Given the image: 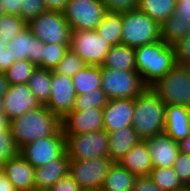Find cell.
Returning <instances> with one entry per match:
<instances>
[{"label":"cell","mask_w":190,"mask_h":191,"mask_svg":"<svg viewBox=\"0 0 190 191\" xmlns=\"http://www.w3.org/2000/svg\"><path fill=\"white\" fill-rule=\"evenodd\" d=\"M35 97L45 105L51 96V70L37 67L28 81Z\"/></svg>","instance_id":"30"},{"label":"cell","mask_w":190,"mask_h":191,"mask_svg":"<svg viewBox=\"0 0 190 191\" xmlns=\"http://www.w3.org/2000/svg\"><path fill=\"white\" fill-rule=\"evenodd\" d=\"M174 191H190V185H183L181 188Z\"/></svg>","instance_id":"51"},{"label":"cell","mask_w":190,"mask_h":191,"mask_svg":"<svg viewBox=\"0 0 190 191\" xmlns=\"http://www.w3.org/2000/svg\"><path fill=\"white\" fill-rule=\"evenodd\" d=\"M122 13L106 12L95 29L111 46L122 44Z\"/></svg>","instance_id":"27"},{"label":"cell","mask_w":190,"mask_h":191,"mask_svg":"<svg viewBox=\"0 0 190 191\" xmlns=\"http://www.w3.org/2000/svg\"><path fill=\"white\" fill-rule=\"evenodd\" d=\"M113 163L110 157L70 159L68 174L84 191H99Z\"/></svg>","instance_id":"8"},{"label":"cell","mask_w":190,"mask_h":191,"mask_svg":"<svg viewBox=\"0 0 190 191\" xmlns=\"http://www.w3.org/2000/svg\"><path fill=\"white\" fill-rule=\"evenodd\" d=\"M180 152L190 154V135L179 142Z\"/></svg>","instance_id":"49"},{"label":"cell","mask_w":190,"mask_h":191,"mask_svg":"<svg viewBox=\"0 0 190 191\" xmlns=\"http://www.w3.org/2000/svg\"><path fill=\"white\" fill-rule=\"evenodd\" d=\"M149 176L164 191H174L183 186L173 167L153 168Z\"/></svg>","instance_id":"32"},{"label":"cell","mask_w":190,"mask_h":191,"mask_svg":"<svg viewBox=\"0 0 190 191\" xmlns=\"http://www.w3.org/2000/svg\"><path fill=\"white\" fill-rule=\"evenodd\" d=\"M190 32V0H176L174 13L161 24V40L173 46Z\"/></svg>","instance_id":"17"},{"label":"cell","mask_w":190,"mask_h":191,"mask_svg":"<svg viewBox=\"0 0 190 191\" xmlns=\"http://www.w3.org/2000/svg\"><path fill=\"white\" fill-rule=\"evenodd\" d=\"M2 171L18 191L35 189V168L20 153L4 162Z\"/></svg>","instance_id":"20"},{"label":"cell","mask_w":190,"mask_h":191,"mask_svg":"<svg viewBox=\"0 0 190 191\" xmlns=\"http://www.w3.org/2000/svg\"><path fill=\"white\" fill-rule=\"evenodd\" d=\"M72 31L95 30L107 12L101 0H69L62 11Z\"/></svg>","instance_id":"10"},{"label":"cell","mask_w":190,"mask_h":191,"mask_svg":"<svg viewBox=\"0 0 190 191\" xmlns=\"http://www.w3.org/2000/svg\"><path fill=\"white\" fill-rule=\"evenodd\" d=\"M9 88V82L7 81L6 75L0 72V97H3Z\"/></svg>","instance_id":"48"},{"label":"cell","mask_w":190,"mask_h":191,"mask_svg":"<svg viewBox=\"0 0 190 191\" xmlns=\"http://www.w3.org/2000/svg\"><path fill=\"white\" fill-rule=\"evenodd\" d=\"M102 66L122 71H136L134 48L124 44L112 46Z\"/></svg>","instance_id":"26"},{"label":"cell","mask_w":190,"mask_h":191,"mask_svg":"<svg viewBox=\"0 0 190 191\" xmlns=\"http://www.w3.org/2000/svg\"><path fill=\"white\" fill-rule=\"evenodd\" d=\"M176 63L184 65L190 62V32L173 45Z\"/></svg>","instance_id":"41"},{"label":"cell","mask_w":190,"mask_h":191,"mask_svg":"<svg viewBox=\"0 0 190 191\" xmlns=\"http://www.w3.org/2000/svg\"><path fill=\"white\" fill-rule=\"evenodd\" d=\"M164 133L178 143L187 138L190 135V108L166 105Z\"/></svg>","instance_id":"22"},{"label":"cell","mask_w":190,"mask_h":191,"mask_svg":"<svg viewBox=\"0 0 190 191\" xmlns=\"http://www.w3.org/2000/svg\"><path fill=\"white\" fill-rule=\"evenodd\" d=\"M151 88L165 105L190 108V76L183 65L176 64Z\"/></svg>","instance_id":"5"},{"label":"cell","mask_w":190,"mask_h":191,"mask_svg":"<svg viewBox=\"0 0 190 191\" xmlns=\"http://www.w3.org/2000/svg\"><path fill=\"white\" fill-rule=\"evenodd\" d=\"M109 99L102 88L91 90L86 94L77 95L73 111H84L90 108H104Z\"/></svg>","instance_id":"33"},{"label":"cell","mask_w":190,"mask_h":191,"mask_svg":"<svg viewBox=\"0 0 190 191\" xmlns=\"http://www.w3.org/2000/svg\"><path fill=\"white\" fill-rule=\"evenodd\" d=\"M176 0H139L138 9L160 25L175 11Z\"/></svg>","instance_id":"29"},{"label":"cell","mask_w":190,"mask_h":191,"mask_svg":"<svg viewBox=\"0 0 190 191\" xmlns=\"http://www.w3.org/2000/svg\"><path fill=\"white\" fill-rule=\"evenodd\" d=\"M9 127V120L4 112H0V133Z\"/></svg>","instance_id":"50"},{"label":"cell","mask_w":190,"mask_h":191,"mask_svg":"<svg viewBox=\"0 0 190 191\" xmlns=\"http://www.w3.org/2000/svg\"><path fill=\"white\" fill-rule=\"evenodd\" d=\"M12 51L7 48L2 42H0V72H5L10 68L15 61H13Z\"/></svg>","instance_id":"44"},{"label":"cell","mask_w":190,"mask_h":191,"mask_svg":"<svg viewBox=\"0 0 190 191\" xmlns=\"http://www.w3.org/2000/svg\"><path fill=\"white\" fill-rule=\"evenodd\" d=\"M69 0H43L47 10L63 11Z\"/></svg>","instance_id":"46"},{"label":"cell","mask_w":190,"mask_h":191,"mask_svg":"<svg viewBox=\"0 0 190 191\" xmlns=\"http://www.w3.org/2000/svg\"><path fill=\"white\" fill-rule=\"evenodd\" d=\"M111 45L100 37L96 30H76L71 32L70 49L86 65L102 66Z\"/></svg>","instance_id":"12"},{"label":"cell","mask_w":190,"mask_h":191,"mask_svg":"<svg viewBox=\"0 0 190 191\" xmlns=\"http://www.w3.org/2000/svg\"><path fill=\"white\" fill-rule=\"evenodd\" d=\"M173 168L183 185H190V154L180 152Z\"/></svg>","instance_id":"39"},{"label":"cell","mask_w":190,"mask_h":191,"mask_svg":"<svg viewBox=\"0 0 190 191\" xmlns=\"http://www.w3.org/2000/svg\"><path fill=\"white\" fill-rule=\"evenodd\" d=\"M61 124L64 134H83L103 130V108L72 110L61 119Z\"/></svg>","instance_id":"15"},{"label":"cell","mask_w":190,"mask_h":191,"mask_svg":"<svg viewBox=\"0 0 190 191\" xmlns=\"http://www.w3.org/2000/svg\"><path fill=\"white\" fill-rule=\"evenodd\" d=\"M26 27L27 23L21 17L3 14L0 17V42L7 46Z\"/></svg>","instance_id":"31"},{"label":"cell","mask_w":190,"mask_h":191,"mask_svg":"<svg viewBox=\"0 0 190 191\" xmlns=\"http://www.w3.org/2000/svg\"><path fill=\"white\" fill-rule=\"evenodd\" d=\"M25 0H2V7L5 14L20 17L21 7Z\"/></svg>","instance_id":"45"},{"label":"cell","mask_w":190,"mask_h":191,"mask_svg":"<svg viewBox=\"0 0 190 191\" xmlns=\"http://www.w3.org/2000/svg\"><path fill=\"white\" fill-rule=\"evenodd\" d=\"M70 158L65 151L59 158L50 161L42 167L35 168V189L49 191L61 178L68 175Z\"/></svg>","instance_id":"21"},{"label":"cell","mask_w":190,"mask_h":191,"mask_svg":"<svg viewBox=\"0 0 190 191\" xmlns=\"http://www.w3.org/2000/svg\"><path fill=\"white\" fill-rule=\"evenodd\" d=\"M49 191H84L77 182L68 174L61 178Z\"/></svg>","instance_id":"42"},{"label":"cell","mask_w":190,"mask_h":191,"mask_svg":"<svg viewBox=\"0 0 190 191\" xmlns=\"http://www.w3.org/2000/svg\"><path fill=\"white\" fill-rule=\"evenodd\" d=\"M134 51L136 72L147 87H152L177 64L174 47L162 40L141 45Z\"/></svg>","instance_id":"2"},{"label":"cell","mask_w":190,"mask_h":191,"mask_svg":"<svg viewBox=\"0 0 190 191\" xmlns=\"http://www.w3.org/2000/svg\"><path fill=\"white\" fill-rule=\"evenodd\" d=\"M66 151V137L62 127L53 135L29 142L19 153L34 167L39 168L59 158Z\"/></svg>","instance_id":"11"},{"label":"cell","mask_w":190,"mask_h":191,"mask_svg":"<svg viewBox=\"0 0 190 191\" xmlns=\"http://www.w3.org/2000/svg\"><path fill=\"white\" fill-rule=\"evenodd\" d=\"M72 80L76 95L101 88V66L86 65L72 77Z\"/></svg>","instance_id":"28"},{"label":"cell","mask_w":190,"mask_h":191,"mask_svg":"<svg viewBox=\"0 0 190 191\" xmlns=\"http://www.w3.org/2000/svg\"><path fill=\"white\" fill-rule=\"evenodd\" d=\"M4 111V107H3V97H0V112Z\"/></svg>","instance_id":"53"},{"label":"cell","mask_w":190,"mask_h":191,"mask_svg":"<svg viewBox=\"0 0 190 191\" xmlns=\"http://www.w3.org/2000/svg\"><path fill=\"white\" fill-rule=\"evenodd\" d=\"M18 154L19 148L17 147L11 135L10 128L8 127L0 133V159L3 162H6Z\"/></svg>","instance_id":"37"},{"label":"cell","mask_w":190,"mask_h":191,"mask_svg":"<svg viewBox=\"0 0 190 191\" xmlns=\"http://www.w3.org/2000/svg\"><path fill=\"white\" fill-rule=\"evenodd\" d=\"M76 96L72 77L51 71V96L45 106L62 119L73 110Z\"/></svg>","instance_id":"13"},{"label":"cell","mask_w":190,"mask_h":191,"mask_svg":"<svg viewBox=\"0 0 190 191\" xmlns=\"http://www.w3.org/2000/svg\"><path fill=\"white\" fill-rule=\"evenodd\" d=\"M101 88L108 99H135L147 86L136 71H122L101 66Z\"/></svg>","instance_id":"6"},{"label":"cell","mask_w":190,"mask_h":191,"mask_svg":"<svg viewBox=\"0 0 190 191\" xmlns=\"http://www.w3.org/2000/svg\"><path fill=\"white\" fill-rule=\"evenodd\" d=\"M69 49L70 44H44L43 68L53 71Z\"/></svg>","instance_id":"35"},{"label":"cell","mask_w":190,"mask_h":191,"mask_svg":"<svg viewBox=\"0 0 190 191\" xmlns=\"http://www.w3.org/2000/svg\"><path fill=\"white\" fill-rule=\"evenodd\" d=\"M47 9L43 0H25L20 10V17L28 24Z\"/></svg>","instance_id":"38"},{"label":"cell","mask_w":190,"mask_h":191,"mask_svg":"<svg viewBox=\"0 0 190 191\" xmlns=\"http://www.w3.org/2000/svg\"><path fill=\"white\" fill-rule=\"evenodd\" d=\"M132 191H164L156 185L149 175L137 176Z\"/></svg>","instance_id":"43"},{"label":"cell","mask_w":190,"mask_h":191,"mask_svg":"<svg viewBox=\"0 0 190 191\" xmlns=\"http://www.w3.org/2000/svg\"><path fill=\"white\" fill-rule=\"evenodd\" d=\"M183 66L185 67V69L188 72V75L190 76V62L185 63Z\"/></svg>","instance_id":"52"},{"label":"cell","mask_w":190,"mask_h":191,"mask_svg":"<svg viewBox=\"0 0 190 191\" xmlns=\"http://www.w3.org/2000/svg\"><path fill=\"white\" fill-rule=\"evenodd\" d=\"M5 14L4 13V10H3V7H2V0H0V17Z\"/></svg>","instance_id":"54"},{"label":"cell","mask_w":190,"mask_h":191,"mask_svg":"<svg viewBox=\"0 0 190 191\" xmlns=\"http://www.w3.org/2000/svg\"><path fill=\"white\" fill-rule=\"evenodd\" d=\"M122 44L137 48L161 40V25L138 8L122 13Z\"/></svg>","instance_id":"4"},{"label":"cell","mask_w":190,"mask_h":191,"mask_svg":"<svg viewBox=\"0 0 190 191\" xmlns=\"http://www.w3.org/2000/svg\"><path fill=\"white\" fill-rule=\"evenodd\" d=\"M134 99H110L103 108V125L107 133L132 126Z\"/></svg>","instance_id":"18"},{"label":"cell","mask_w":190,"mask_h":191,"mask_svg":"<svg viewBox=\"0 0 190 191\" xmlns=\"http://www.w3.org/2000/svg\"><path fill=\"white\" fill-rule=\"evenodd\" d=\"M165 107L151 87L134 99L132 127L141 140L164 133Z\"/></svg>","instance_id":"3"},{"label":"cell","mask_w":190,"mask_h":191,"mask_svg":"<svg viewBox=\"0 0 190 191\" xmlns=\"http://www.w3.org/2000/svg\"><path fill=\"white\" fill-rule=\"evenodd\" d=\"M108 12L123 13L138 8L139 0H101Z\"/></svg>","instance_id":"40"},{"label":"cell","mask_w":190,"mask_h":191,"mask_svg":"<svg viewBox=\"0 0 190 191\" xmlns=\"http://www.w3.org/2000/svg\"><path fill=\"white\" fill-rule=\"evenodd\" d=\"M4 162L0 159V172L3 170Z\"/></svg>","instance_id":"55"},{"label":"cell","mask_w":190,"mask_h":191,"mask_svg":"<svg viewBox=\"0 0 190 191\" xmlns=\"http://www.w3.org/2000/svg\"><path fill=\"white\" fill-rule=\"evenodd\" d=\"M70 159L88 160L109 157V138L105 130L83 134H64Z\"/></svg>","instance_id":"9"},{"label":"cell","mask_w":190,"mask_h":191,"mask_svg":"<svg viewBox=\"0 0 190 191\" xmlns=\"http://www.w3.org/2000/svg\"><path fill=\"white\" fill-rule=\"evenodd\" d=\"M108 138L109 157L114 162H119L141 140L132 126L111 131L108 133Z\"/></svg>","instance_id":"24"},{"label":"cell","mask_w":190,"mask_h":191,"mask_svg":"<svg viewBox=\"0 0 190 191\" xmlns=\"http://www.w3.org/2000/svg\"><path fill=\"white\" fill-rule=\"evenodd\" d=\"M0 191H18L6 177L3 171L0 172Z\"/></svg>","instance_id":"47"},{"label":"cell","mask_w":190,"mask_h":191,"mask_svg":"<svg viewBox=\"0 0 190 191\" xmlns=\"http://www.w3.org/2000/svg\"><path fill=\"white\" fill-rule=\"evenodd\" d=\"M27 26L44 44H70L71 28L62 11L47 10L31 20Z\"/></svg>","instance_id":"7"},{"label":"cell","mask_w":190,"mask_h":191,"mask_svg":"<svg viewBox=\"0 0 190 191\" xmlns=\"http://www.w3.org/2000/svg\"><path fill=\"white\" fill-rule=\"evenodd\" d=\"M41 106L42 103L35 97L28 83L9 85L3 96V112L9 121Z\"/></svg>","instance_id":"14"},{"label":"cell","mask_w":190,"mask_h":191,"mask_svg":"<svg viewBox=\"0 0 190 191\" xmlns=\"http://www.w3.org/2000/svg\"><path fill=\"white\" fill-rule=\"evenodd\" d=\"M61 127V118L45 105L9 121L11 135L19 149L39 138L53 136Z\"/></svg>","instance_id":"1"},{"label":"cell","mask_w":190,"mask_h":191,"mask_svg":"<svg viewBox=\"0 0 190 191\" xmlns=\"http://www.w3.org/2000/svg\"><path fill=\"white\" fill-rule=\"evenodd\" d=\"M36 68L29 60H20L15 61L4 73L9 85L25 84Z\"/></svg>","instance_id":"34"},{"label":"cell","mask_w":190,"mask_h":191,"mask_svg":"<svg viewBox=\"0 0 190 191\" xmlns=\"http://www.w3.org/2000/svg\"><path fill=\"white\" fill-rule=\"evenodd\" d=\"M151 154L153 168L173 167L180 153L179 143L166 133L144 139Z\"/></svg>","instance_id":"19"},{"label":"cell","mask_w":190,"mask_h":191,"mask_svg":"<svg viewBox=\"0 0 190 191\" xmlns=\"http://www.w3.org/2000/svg\"><path fill=\"white\" fill-rule=\"evenodd\" d=\"M135 179L134 174L114 162L99 191H132Z\"/></svg>","instance_id":"25"},{"label":"cell","mask_w":190,"mask_h":191,"mask_svg":"<svg viewBox=\"0 0 190 191\" xmlns=\"http://www.w3.org/2000/svg\"><path fill=\"white\" fill-rule=\"evenodd\" d=\"M119 163L136 177L150 175L153 169L151 154L144 140L134 145Z\"/></svg>","instance_id":"23"},{"label":"cell","mask_w":190,"mask_h":191,"mask_svg":"<svg viewBox=\"0 0 190 191\" xmlns=\"http://www.w3.org/2000/svg\"><path fill=\"white\" fill-rule=\"evenodd\" d=\"M13 54V61L29 60L36 67L43 68L44 43L35 37L27 26L7 45Z\"/></svg>","instance_id":"16"},{"label":"cell","mask_w":190,"mask_h":191,"mask_svg":"<svg viewBox=\"0 0 190 191\" xmlns=\"http://www.w3.org/2000/svg\"><path fill=\"white\" fill-rule=\"evenodd\" d=\"M85 66V62L72 49H69L54 71L64 76L73 77Z\"/></svg>","instance_id":"36"}]
</instances>
